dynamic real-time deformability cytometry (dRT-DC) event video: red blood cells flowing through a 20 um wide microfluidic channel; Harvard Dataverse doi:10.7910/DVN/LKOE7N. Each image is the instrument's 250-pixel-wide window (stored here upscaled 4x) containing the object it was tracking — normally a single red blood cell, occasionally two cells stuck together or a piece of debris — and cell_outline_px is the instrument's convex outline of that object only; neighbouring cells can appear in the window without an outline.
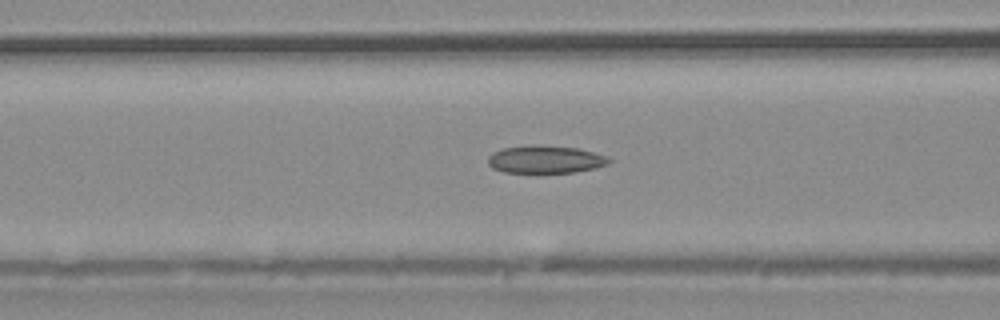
{"species": "common noctule bat (a hibernating species)", "species_latin": "Nyctalus noctula", "temperature_condition": "warm", "stored_images_in_passage": 33, "camera_frame_rate_fps": 3000, "um_per_image_px": 0.085, "animal": {"sex": "male", "body_mass_g": 20.4}, "frame": {"image": 1, "passage_image": 10, "time_ms": 3.0, "image_size_px": [1000, 320], "cell_outline_px": [[612, 160], [608, 164], [596, 168], [572, 172], [504, 172], [492, 168], [488, 164], [488, 156], [492, 152], [504, 148], [532, 144], [580, 148], [608, 156]], "centroid_in_image_um": [46.37, 13.53], "position_along_channel_um": 120.2, "area_um2": 19.65}}